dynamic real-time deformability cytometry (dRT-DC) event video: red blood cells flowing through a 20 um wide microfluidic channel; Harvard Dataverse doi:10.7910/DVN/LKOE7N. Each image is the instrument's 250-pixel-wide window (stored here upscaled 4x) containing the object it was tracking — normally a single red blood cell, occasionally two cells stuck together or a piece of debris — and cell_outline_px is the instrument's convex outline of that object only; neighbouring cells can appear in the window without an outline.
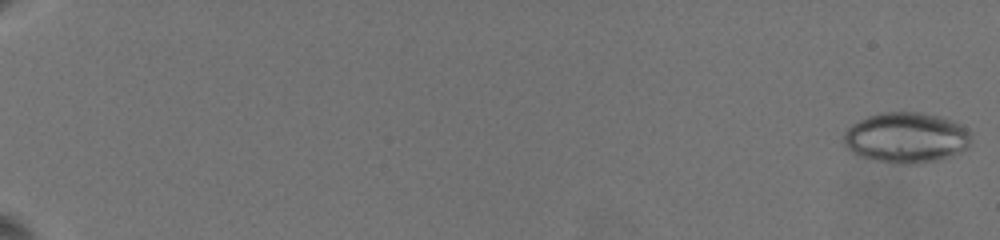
{"species": "common noctule bat (a hibernating species)", "species_latin": "Nyctalus noctula", "temperature_condition": "warm", "stored_images_in_passage": 112, "camera_frame_rate_fps": 3000, "um_per_image_px": 0.085, "animal": {"sex": "female", "body_mass_g": 19.5, "forearm_length_mm": 54.1}, "frame": {"image": 1, "passage_image": 1, "time_ms": 0.0, "image_size_px": [1000, 240], "cell_outline_px": [[972, 140], [968, 148], [960, 152], [936, 160], [916, 164], [892, 164], [860, 156], [852, 152], [844, 144], [844, 132], [852, 124], [868, 116], [880, 112], [920, 112], [940, 116], [952, 120], [960, 124], [972, 132]], "centroid_in_image_um": [77.06, 11.7], "position_along_channel_um": 7.9, "area_um2": 37.8}}
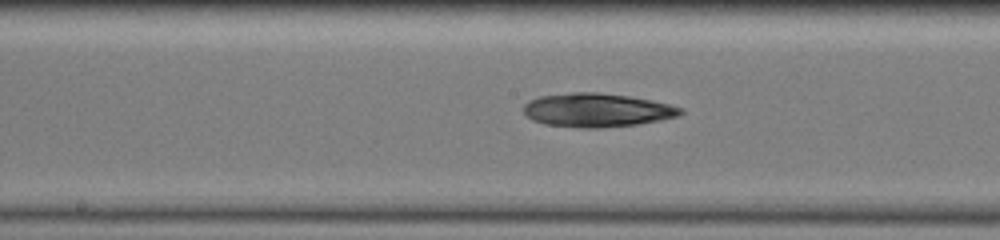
{"frame": {"image": 2, "passage_image": 61, "time_ms": 12.333, "image_size_px": [1000, 240], "cell_outline_px": [[684, 112], [680, 116], [660, 120], [636, 124], [596, 128], [580, 128], [544, 124], [532, 120], [524, 112], [524, 104], [528, 100], [540, 96], [572, 92], [596, 92], [628, 96], [652, 100], [684, 108]], "centroid_in_image_um": [50.74, 9.36], "position_along_channel_um": 197.5, "area_um2": 30.87}}
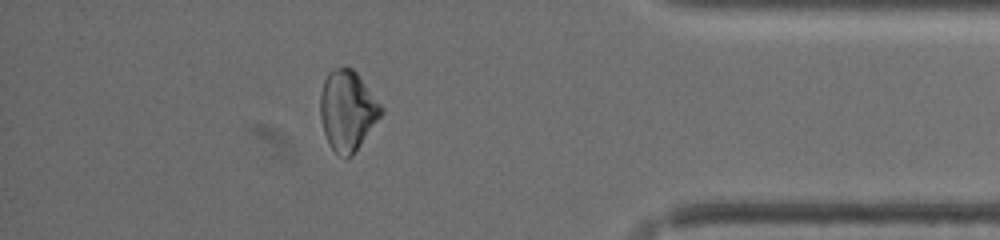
{"frame": {"image": 3, "passage_image": 97, "time_ms": 19.0, "image_size_px": [1000, 240], "cell_outline_px": [[384, 112], [352, 156], [348, 156], [336, 152], [328, 144], [324, 132], [320, 116], [320, 96], [324, 80], [328, 72], [332, 68], [352, 68], [356, 72], [384, 108]], "centroid_in_image_um": [29.53, 9.37], "position_along_channel_um": 405.7, "area_um2": 28.15}}